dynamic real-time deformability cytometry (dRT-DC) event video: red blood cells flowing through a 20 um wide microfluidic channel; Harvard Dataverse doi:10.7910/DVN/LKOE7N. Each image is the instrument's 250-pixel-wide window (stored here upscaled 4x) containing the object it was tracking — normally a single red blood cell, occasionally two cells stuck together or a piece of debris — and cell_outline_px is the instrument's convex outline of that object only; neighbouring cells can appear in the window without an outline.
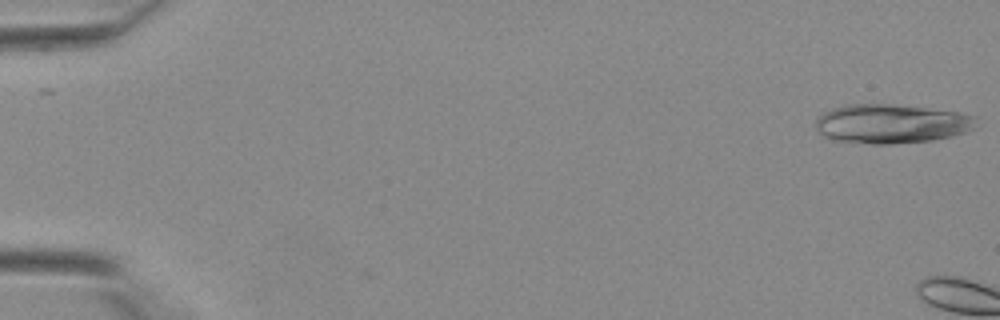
{"species": "Egyptian fruit bat (a non-hibernating species)", "species_latin": "Rousettus aegyptiacus", "temperature_condition": "warm", "stored_images_in_passage": 3, "camera_frame_rate_fps": 3000, "um_per_image_px": 0.085, "animal": {"sex": "female"}, "frame": {"image": 1, "passage_image": 1, "time_ms": 0.0, "image_size_px": [1000, 320], "cell_outline_px": [[976, 116], [972, 128], [964, 132], [932, 140], [892, 144], [872, 144], [832, 140], [824, 136], [816, 128], [816, 116], [832, 108], [848, 104], [888, 104], [924, 108], [956, 112]], "centroid_in_image_um": [75.67, 10.52], "position_along_channel_um": 9.3, "area_um2": 36.24}}